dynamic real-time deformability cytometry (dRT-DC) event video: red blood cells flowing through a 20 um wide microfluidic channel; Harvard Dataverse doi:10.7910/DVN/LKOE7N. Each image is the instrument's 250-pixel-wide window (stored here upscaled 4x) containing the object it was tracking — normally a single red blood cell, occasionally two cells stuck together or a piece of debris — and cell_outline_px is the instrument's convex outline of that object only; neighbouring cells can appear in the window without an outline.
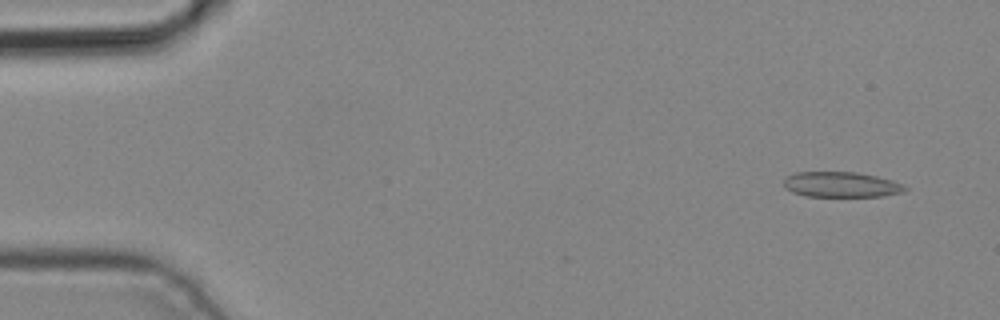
{"species": "common noctule bat (a hibernating species)", "species_latin": "Nyctalus noctula", "temperature_condition": "cold", "stored_images_in_passage": 4, "camera_frame_rate_fps": 3000, "um_per_image_px": 0.085, "animal": {"sex": "male", "body_mass_g": 19.2, "forearm_length_mm": 51.8}, "frame": {"image": 1, "passage_image": 1, "time_ms": 0.0, "image_size_px": [1000, 320], "cell_outline_px": [[908, 188], [904, 192], [884, 196], [804, 196], [792, 192], [784, 188], [784, 180], [788, 176], [796, 172], [856, 172], [876, 176], [892, 180], [904, 184]], "centroid_in_image_um": [71.52, 15.69], "position_along_channel_um": 13.5, "area_um2": 17.98}}
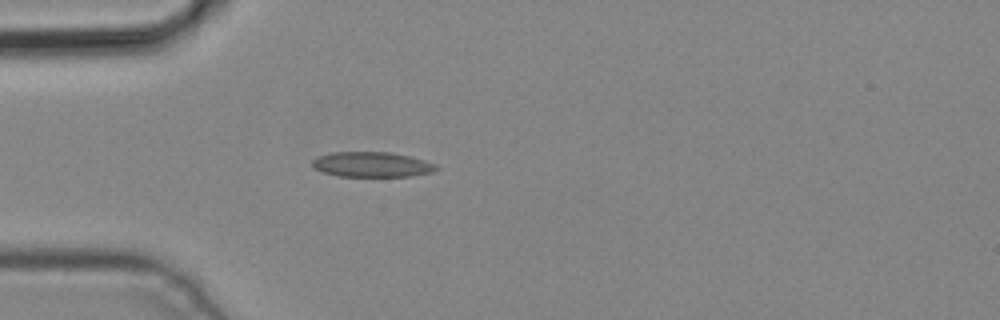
{"frame": {"image": 2, "passage_image": 4, "time_ms": 1.0, "image_size_px": [1000, 320], "cell_outline_px": [[440, 168], [432, 172], [412, 176], [340, 176], [324, 172], [316, 168], [312, 164], [312, 160], [320, 156], [332, 152], [388, 152], [412, 156], [436, 164]], "centroid_in_image_um": [31.67, 13.98], "position_along_channel_um": 53.3, "area_um2": 18.03}}